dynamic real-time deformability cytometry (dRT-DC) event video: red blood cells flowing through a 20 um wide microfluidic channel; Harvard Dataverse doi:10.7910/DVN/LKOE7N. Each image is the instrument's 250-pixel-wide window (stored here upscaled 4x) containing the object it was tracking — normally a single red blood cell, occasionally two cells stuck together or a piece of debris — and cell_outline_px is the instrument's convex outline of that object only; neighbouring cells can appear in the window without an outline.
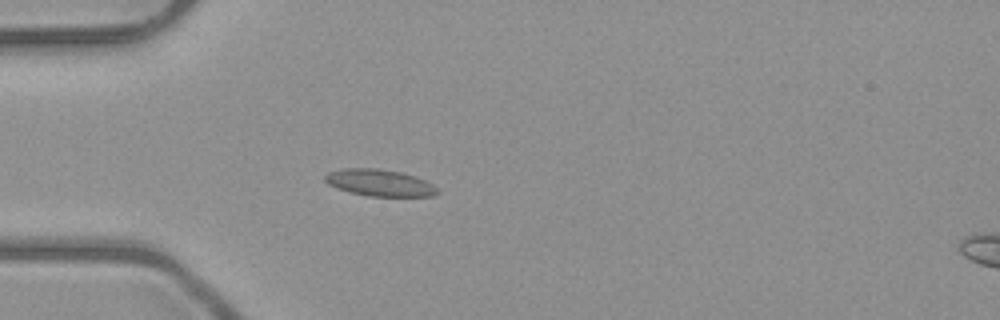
{"species": "common noctule bat (a hibernating species)", "species_latin": "Nyctalus noctula", "temperature_condition": "room temperature", "stored_images_in_passage": 37, "camera_frame_rate_fps": 3000, "um_per_image_px": 0.085, "animal": {"sex": "male", "body_mass_g": 23.1, "forearm_length_mm": 52.7}, "frame": {"image": 1, "passage_image": 7, "time_ms": 2.0, "image_size_px": [1000, 320], "cell_outline_px": [[440, 192], [432, 196], [368, 196], [348, 192], [336, 188], [328, 184], [324, 180], [324, 176], [328, 172], [344, 168], [376, 168], [400, 172], [424, 180], [432, 184]], "centroid_in_image_um": [32.21, 15.54], "position_along_channel_um": 52.8, "area_um2": 17.46}}
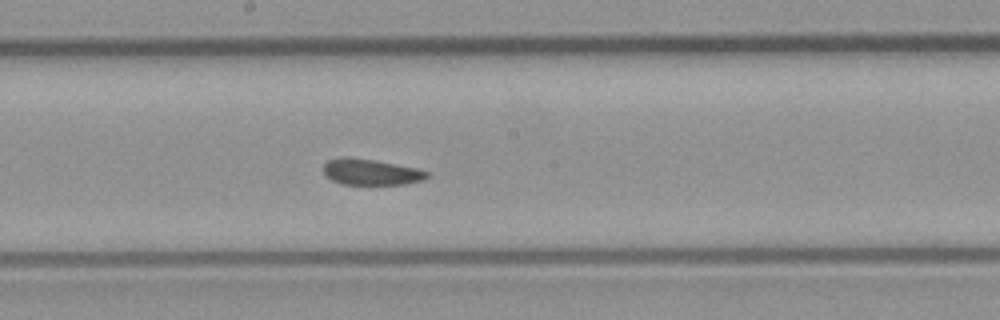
{"frame": {"image": 2, "passage_image": 20, "time_ms": 6.333, "image_size_px": [1000, 320], "cell_outline_px": [[428, 176], [424, 180], [404, 184], [340, 184], [332, 180], [324, 172], [324, 164], [328, 160], [344, 156], [372, 160], [416, 168], [428, 172]], "centroid_in_image_um": [31.52, 14.62], "position_along_channel_um": 216.7, "area_um2": 15.43}}
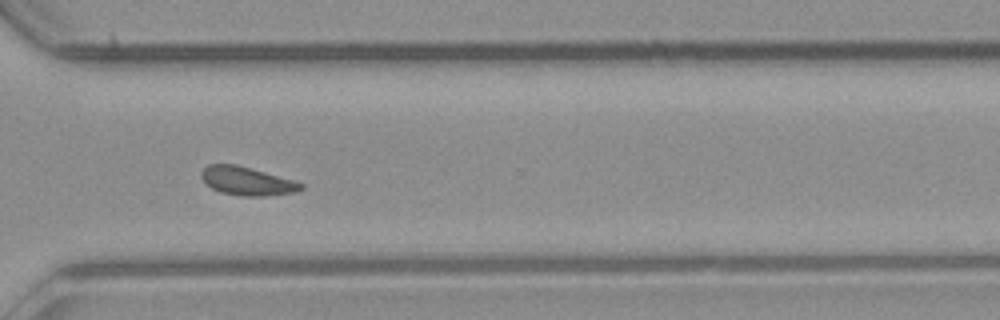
{"frame": {"image": 3, "passage_image": 30, "time_ms": 9.667, "image_size_px": [1000, 320], "cell_outline_px": [[304, 188], [296, 192], [268, 196], [244, 196], [220, 192], [212, 188], [200, 176], [200, 172], [208, 164], [236, 164], [296, 180], [304, 184]], "centroid_in_image_um": [21.04, 15.39], "position_along_channel_um": 349.6, "area_um2": 16.65}, "authors_computed_cell_mechanics": {"area_um2": 16.8776, "velocity_mm_per_s": 3.9973, "shape_relaxation_time_tau1_ms": null, "shape_relaxation_time_tau2_ms": 1.844, "deformation_change_tau1": null, "deformation_change_tau2": 0.0759}}